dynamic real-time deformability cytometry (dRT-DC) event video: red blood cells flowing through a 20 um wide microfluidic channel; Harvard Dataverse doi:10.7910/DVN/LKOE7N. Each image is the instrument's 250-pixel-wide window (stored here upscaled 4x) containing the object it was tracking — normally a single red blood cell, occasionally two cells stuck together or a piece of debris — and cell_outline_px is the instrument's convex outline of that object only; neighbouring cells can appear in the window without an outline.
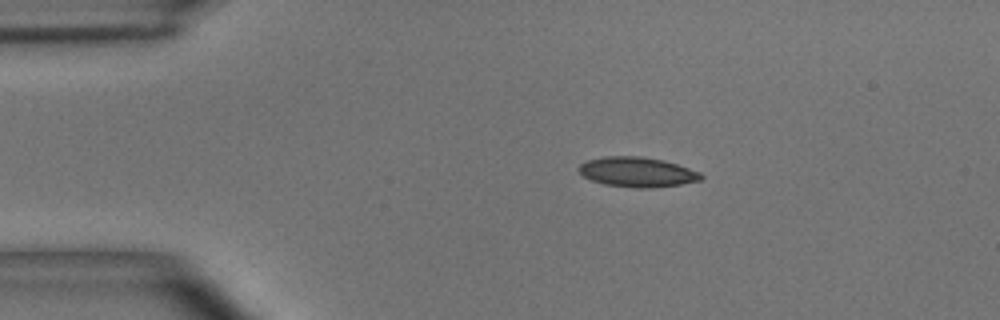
{"species": "common noctule bat (a hibernating species)", "species_latin": "Nyctalus noctula", "temperature_condition": "room temperature", "stored_images_in_passage": 45, "camera_frame_rate_fps": 3000, "um_per_image_px": 0.085, "animal": {"sex": "male", "body_mass_g": 15.6}, "frame": {"image": 1, "passage_image": 1, "time_ms": 0.0, "image_size_px": [1000, 320], "cell_outline_px": [[704, 176], [700, 180], [680, 184], [652, 188], [640, 188], [604, 184], [592, 180], [584, 176], [580, 172], [580, 164], [588, 160], [604, 156], [640, 156], [664, 160], [700, 172]], "centroid_in_image_um": [54.18, 14.62], "position_along_channel_um": 30.8, "area_um2": 21.04}}
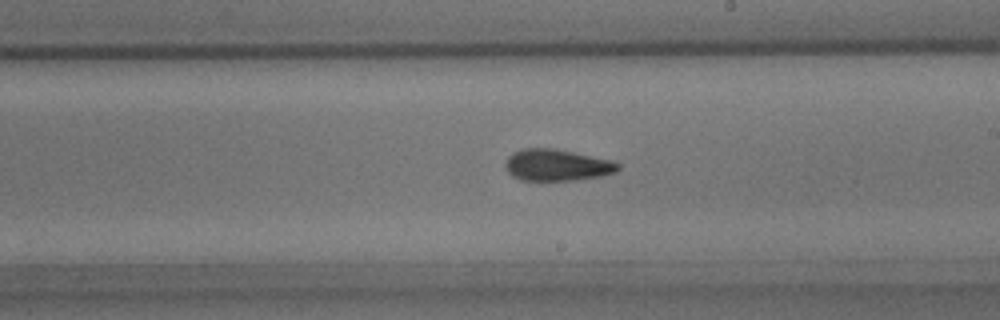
{"frame": {"image": 2, "passage_image": 22, "time_ms": 7.0, "image_size_px": [1000, 320], "cell_outline_px": [[620, 168], [616, 172], [600, 176], [576, 180], [520, 180], [512, 176], [508, 172], [504, 164], [508, 156], [512, 152], [524, 148], [556, 148], [612, 160], [620, 164]], "centroid_in_image_um": [47.33, 14.02], "position_along_channel_um": 241.7, "area_um2": 20.92}}
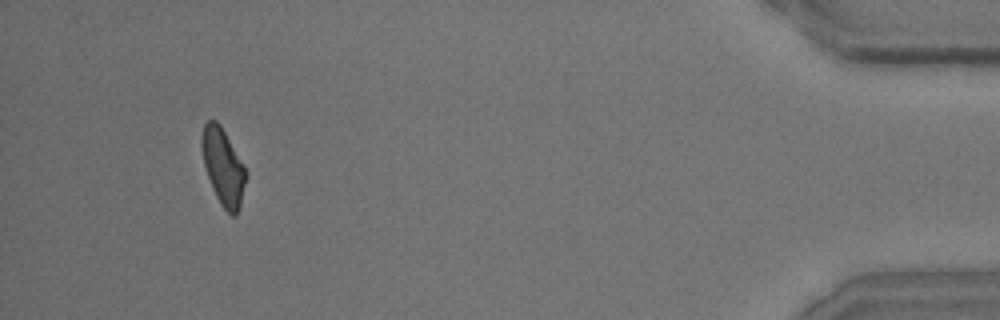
{"frame": {"image": 3, "passage_image": 42, "time_ms": 13.667, "image_size_px": [1000, 320], "cell_outline_px": [[244, 184], [240, 204], [236, 216], [232, 216], [220, 204], [216, 196], [208, 176], [204, 164], [200, 144], [200, 136], [204, 124], [208, 120], [216, 120], [220, 124], [244, 164]], "centroid_in_image_um": [18.92, 14.12], "position_along_channel_um": 416.3, "area_um2": 19.31}, "authors_computed_cell_mechanics": {"area_um2": 20.5768, "velocity_mm_per_s": 3.6581, "shape_relaxation_time_tau1_ms": 4.7073, "shape_relaxation_time_tau2_ms": 2.3998, "deformation_change_tau1": 0.1244, "deformation_change_tau2": 0.0883}}